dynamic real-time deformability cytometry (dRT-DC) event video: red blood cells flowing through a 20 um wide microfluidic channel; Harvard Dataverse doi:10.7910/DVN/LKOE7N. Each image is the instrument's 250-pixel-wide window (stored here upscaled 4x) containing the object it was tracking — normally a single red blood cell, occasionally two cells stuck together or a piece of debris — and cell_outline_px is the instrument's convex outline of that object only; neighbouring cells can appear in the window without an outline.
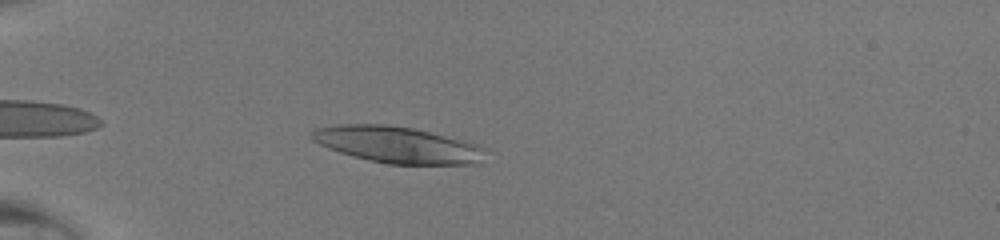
{"species": "human", "species_latin": "Homo sapiens", "temperature_condition": "room temperature", "stored_images_in_passage": 33, "camera_frame_rate_fps": 3000, "um_per_image_px": 0.085, "donor": {"sex": "male"}, "frame": {"image": 1, "passage_image": 4, "time_ms": 1.0, "image_size_px": [1000, 240], "cell_outline_px": [[480, 148], [476, 164], [388, 164], [368, 160], [352, 156], [328, 148], [312, 140], [308, 136], [316, 128], [336, 124], [388, 124], [412, 128], [464, 140], [476, 144]], "centroid_in_image_um": [33.63, 12.28], "position_along_channel_um": 51.4, "area_um2": 36.3}}
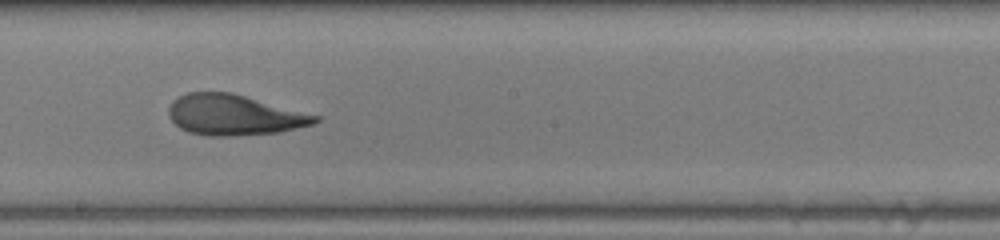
{"frame": {"image": 2, "passage_image": 18, "time_ms": 5.667, "image_size_px": [1000, 240], "cell_outline_px": [[320, 120], [312, 124], [280, 132], [228, 136], [208, 136], [188, 132], [180, 128], [168, 116], [168, 108], [172, 100], [188, 92], [232, 92], [320, 116]], "centroid_in_image_um": [19.88, 9.77], "position_along_channel_um": 228.3, "area_um2": 34.62}}
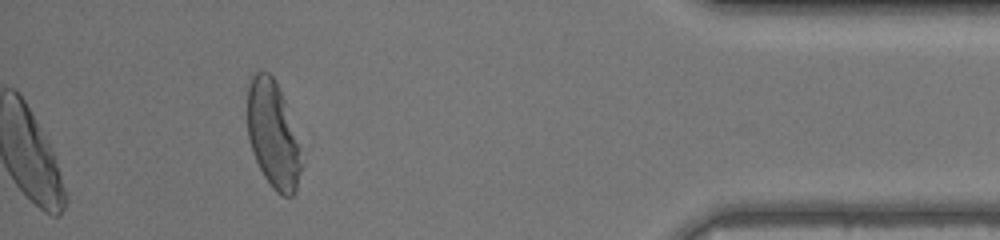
{"frame": {"image": 3, "passage_image": 33, "time_ms": 10.667, "image_size_px": [1000, 240], "cell_outline_px": [[304, 164], [296, 192], [292, 196], [284, 196], [276, 192], [272, 188], [264, 176], [252, 152], [248, 136], [248, 76], [252, 72], [268, 72], [276, 80], [284, 100], [300, 144]], "centroid_in_image_um": [23.23, 11.46], "position_along_channel_um": 412.0, "area_um2": 34.22}}